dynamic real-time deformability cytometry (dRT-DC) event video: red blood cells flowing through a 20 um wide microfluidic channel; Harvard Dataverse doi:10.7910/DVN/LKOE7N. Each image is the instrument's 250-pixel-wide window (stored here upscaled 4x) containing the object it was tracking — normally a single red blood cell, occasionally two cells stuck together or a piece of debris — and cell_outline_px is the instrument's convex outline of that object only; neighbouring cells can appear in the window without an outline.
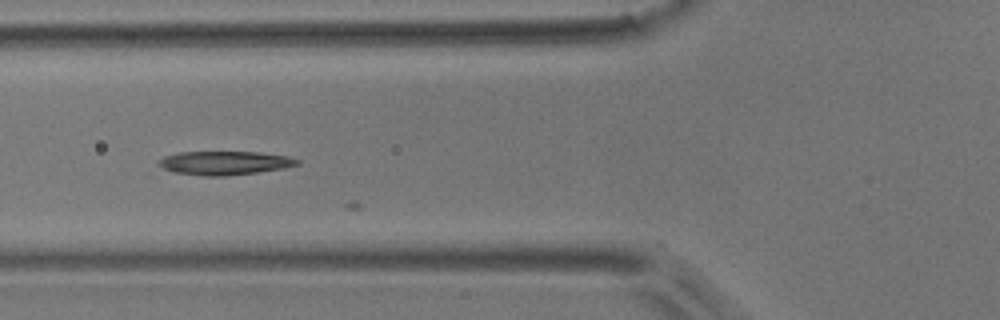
{"species": "common noctule bat (a hibernating species)", "species_latin": "Nyctalus noctula", "temperature_condition": "room temperature", "stored_images_in_passage": 7, "camera_frame_rate_fps": 3000, "um_per_image_px": 0.085, "animal": {"sex": "male", "body_mass_g": 17.9}, "frame": {"image": 1, "passage_image": 6, "time_ms": 5.667, "image_size_px": [1000, 320], "cell_outline_px": [[300, 164], [284, 168], [256, 172], [224, 176], [204, 176], [172, 172], [156, 164], [164, 156], [180, 152], [260, 152], [288, 156], [300, 160]], "centroid_in_image_um": [19.1, 13.85], "position_along_channel_um": 106.7, "area_um2": 19.13}}